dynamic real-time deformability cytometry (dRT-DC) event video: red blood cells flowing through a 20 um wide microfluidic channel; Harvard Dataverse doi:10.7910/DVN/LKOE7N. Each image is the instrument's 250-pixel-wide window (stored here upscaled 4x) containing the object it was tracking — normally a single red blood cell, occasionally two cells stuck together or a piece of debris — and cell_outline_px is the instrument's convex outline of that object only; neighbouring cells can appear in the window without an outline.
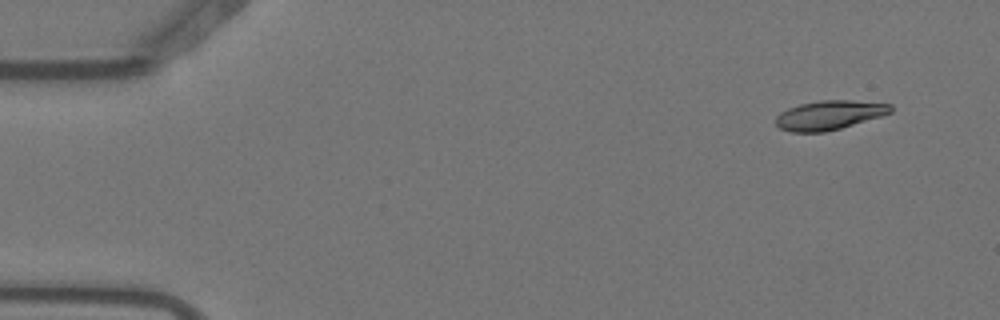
{"species": "Egyptian fruit bat (a non-hibernating species)", "species_latin": "Rousettus aegyptiacus", "temperature_condition": "warm", "stored_images_in_passage": 4, "camera_frame_rate_fps": 3000, "um_per_image_px": 0.085, "animal": {"sex": "female"}, "frame": {"image": 1, "passage_image": 1, "time_ms": 0.0, "image_size_px": [1000, 320], "cell_outline_px": [[892, 112], [880, 116], [840, 128], [824, 132], [792, 132], [780, 128], [776, 124], [776, 116], [780, 112], [788, 108], [800, 104], [820, 100], [852, 100], [892, 104]], "centroid_in_image_um": [70.47, 9.77], "position_along_channel_um": 14.5, "area_um2": 19.42}}
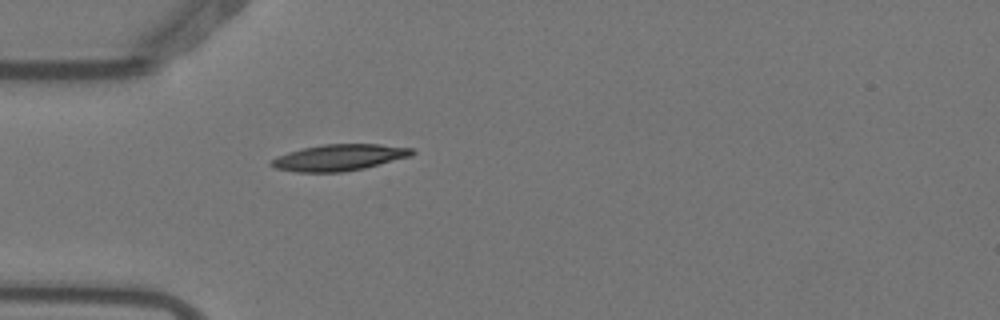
{"frame": {"image": 2, "passage_image": 4, "time_ms": 1.0, "image_size_px": [1000, 320], "cell_outline_px": [[416, 152], [412, 156], [364, 168], [340, 172], [296, 172], [276, 168], [268, 164], [276, 156], [288, 152], [304, 148], [324, 144], [380, 144], [412, 148]], "centroid_in_image_um": [28.84, 13.38], "position_along_channel_um": 56.2, "area_um2": 21.56}}